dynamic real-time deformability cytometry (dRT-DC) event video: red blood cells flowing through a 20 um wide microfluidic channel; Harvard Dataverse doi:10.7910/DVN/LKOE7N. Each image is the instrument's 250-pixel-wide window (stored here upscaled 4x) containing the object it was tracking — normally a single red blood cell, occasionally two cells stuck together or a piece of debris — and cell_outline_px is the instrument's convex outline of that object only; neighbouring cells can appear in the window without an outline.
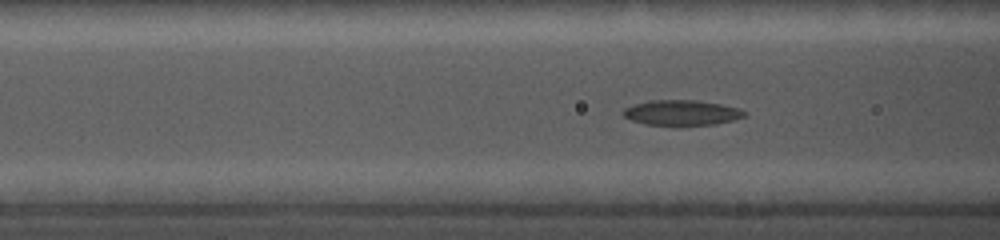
{"species": "common noctule bat (a hibernating species)", "species_latin": "Nyctalus noctula", "temperature_condition": "cold", "stored_images_in_passage": 60, "camera_frame_rate_fps": 5000, "um_per_image_px": 0.085, "animal": {"sex": "female", "body_mass_g": 19.0, "forearm_length_mm": 56.7}, "frame": {"image": 1, "passage_image": 22, "time_ms": 3.8, "image_size_px": [1000, 240], "cell_outline_px": [[748, 116], [716, 124], [676, 128], [644, 124], [632, 120], [624, 116], [620, 112], [624, 108], [648, 100], [696, 100], [720, 104], [740, 108], [748, 112]], "centroid_in_image_um": [57.96, 9.62], "position_along_channel_um": 108.6, "area_um2": 18.73}}
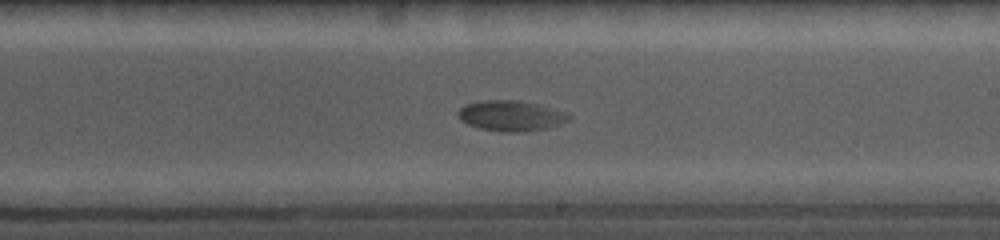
{"frame": {"image": 2, "passage_image": 44, "time_ms": 7.6, "image_size_px": [1000, 240], "cell_outline_px": [[572, 116], [568, 120], [544, 128], [516, 132], [504, 132], [480, 128], [468, 124], [460, 120], [456, 112], [464, 104], [484, 100], [516, 100], [568, 112]], "centroid_in_image_um": [43.36, 9.83], "position_along_channel_um": 245.6, "area_um2": 19.31}}
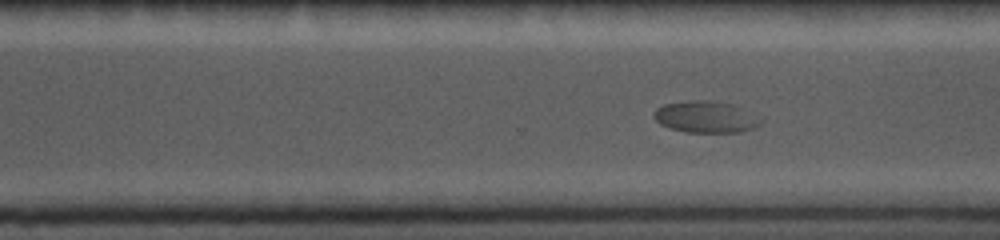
{"frame": {"image": 3, "passage_image": 55, "time_ms": 9.4, "image_size_px": [1000, 240], "cell_outline_px": [[764, 120], [760, 124], [752, 128], [740, 132], [684, 132], [668, 128], [660, 124], [652, 116], [652, 112], [656, 108], [664, 104], [692, 100], [708, 100], [732, 104], [764, 116]], "centroid_in_image_um": [60.02, 9.94], "position_along_channel_um": 310.6, "area_um2": 20.11}}